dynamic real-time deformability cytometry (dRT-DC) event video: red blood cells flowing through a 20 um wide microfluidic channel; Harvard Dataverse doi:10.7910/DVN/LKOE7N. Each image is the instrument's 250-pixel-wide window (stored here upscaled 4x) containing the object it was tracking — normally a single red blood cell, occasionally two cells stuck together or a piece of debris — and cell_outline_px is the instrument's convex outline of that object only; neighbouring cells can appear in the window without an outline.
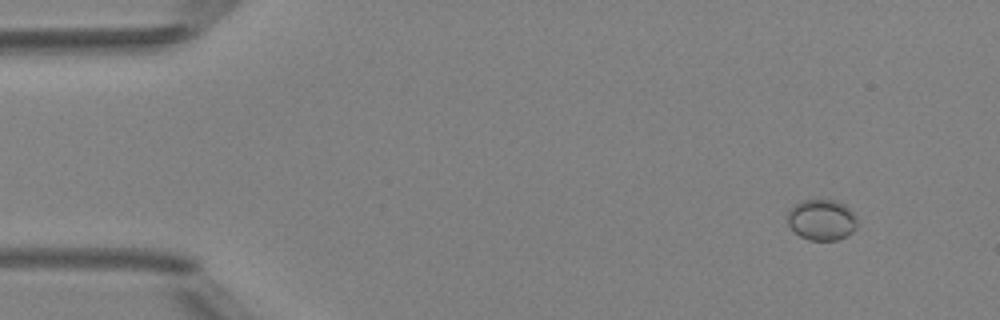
{"species": "Egyptian fruit bat (a non-hibernating species)", "species_latin": "Rousettus aegyptiacus", "temperature_condition": "room temperature", "stored_images_in_passage": 5, "camera_frame_rate_fps": 3000, "um_per_image_px": 0.085, "animal": {"sex": "female"}, "frame": {"image": 1, "passage_image": 2, "time_ms": 1.333, "image_size_px": [1000, 320], "cell_outline_px": [[856, 228], [852, 232], [836, 240], [808, 240], [800, 236], [788, 224], [788, 208], [804, 200], [820, 196], [836, 200], [844, 204], [852, 212], [856, 220]], "centroid_in_image_um": [69.82, 18.63], "position_along_channel_um": 15.2, "area_um2": 16.88}}
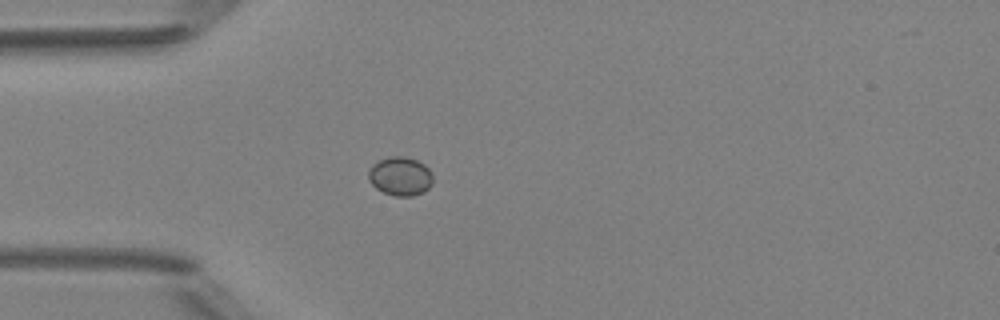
{"frame": {"image": 2, "passage_image": 5, "time_ms": 4.667, "image_size_px": [1000, 320], "cell_outline_px": [[432, 184], [424, 192], [412, 196], [396, 196], [384, 192], [376, 188], [368, 180], [368, 172], [372, 164], [388, 156], [404, 156], [416, 160], [424, 164], [432, 172]], "centroid_in_image_um": [34.02, 14.97], "position_along_channel_um": 51.0, "area_um2": 14.62}}